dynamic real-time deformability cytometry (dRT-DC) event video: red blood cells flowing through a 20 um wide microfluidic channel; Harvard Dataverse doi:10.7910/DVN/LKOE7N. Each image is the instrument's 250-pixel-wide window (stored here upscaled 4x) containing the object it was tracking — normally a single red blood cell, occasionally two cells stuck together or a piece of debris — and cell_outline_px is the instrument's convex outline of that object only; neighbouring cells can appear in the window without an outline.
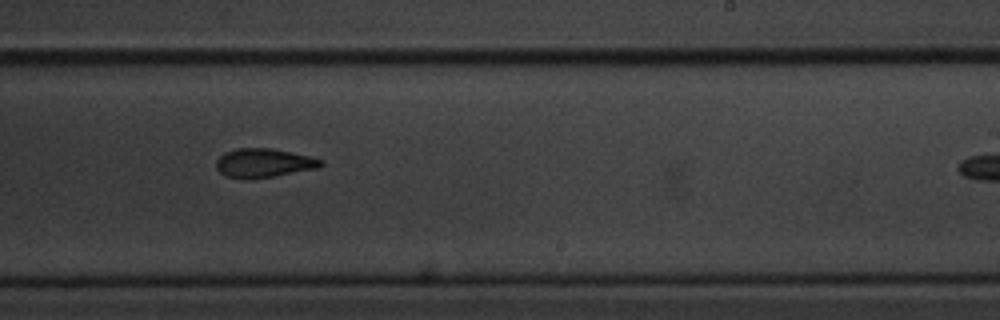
{"species": "common noctule bat (a hibernating species)", "species_latin": "Nyctalus noctula", "temperature_condition": "cold", "stored_images_in_passage": 14, "camera_frame_rate_fps": 3000, "um_per_image_px": 0.085, "animal": {"sex": "male", "body_mass_g": 20.1, "forearm_length_mm": 53.5}, "frame": {"image": 1, "passage_image": 7, "time_ms": 2.0, "image_size_px": [1000, 320], "cell_outline_px": [[324, 164], [320, 168], [272, 176], [244, 180], [228, 176], [220, 172], [216, 168], [216, 160], [224, 152], [236, 148], [272, 148], [292, 152], [324, 160]], "centroid_in_image_um": [22.42, 13.85], "position_along_channel_um": 266.6, "area_um2": 17.74}}